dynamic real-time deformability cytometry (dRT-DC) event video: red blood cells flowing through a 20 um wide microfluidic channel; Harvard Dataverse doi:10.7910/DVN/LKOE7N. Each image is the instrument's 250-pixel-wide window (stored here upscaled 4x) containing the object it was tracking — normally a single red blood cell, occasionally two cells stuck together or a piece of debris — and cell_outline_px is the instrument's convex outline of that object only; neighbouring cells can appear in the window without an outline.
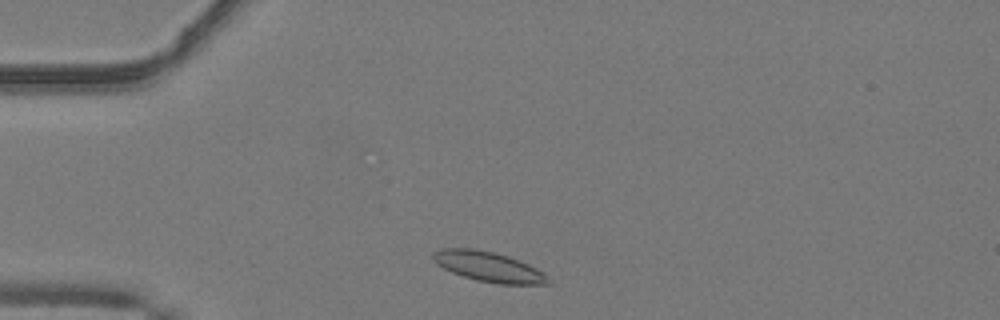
{"species": "common noctule bat (a hibernating species)", "species_latin": "Nyctalus noctula", "temperature_condition": "warm", "stored_images_in_passage": 40, "camera_frame_rate_fps": 3000, "um_per_image_px": 0.085, "animal": {"sex": "male", "body_mass_g": 19.2, "forearm_length_mm": 51.8}, "frame": {"image": 1, "passage_image": 2, "time_ms": 0.333, "image_size_px": [1000, 320], "cell_outline_px": [[552, 284], [500, 284], [476, 280], [452, 272], [436, 264], [432, 260], [432, 252], [440, 248], [472, 248], [492, 252], [508, 256], [520, 260], [544, 272], [552, 280]], "centroid_in_image_um": [41.54, 22.67], "position_along_channel_um": 43.5, "area_um2": 20.29}}
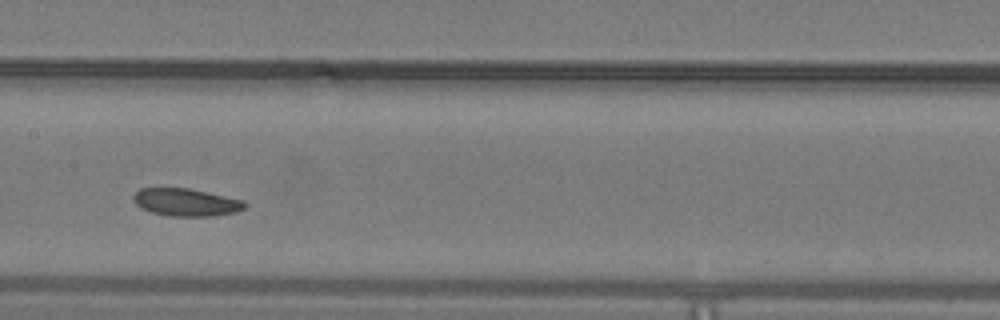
{"frame": {"image": 2, "passage_image": 15, "time_ms": 4.667, "image_size_px": [1000, 320], "cell_outline_px": [[248, 204], [244, 208], [236, 212], [212, 216], [172, 216], [152, 212], [140, 208], [132, 200], [132, 196], [140, 188], [188, 188], [244, 200]], "centroid_in_image_um": [15.81, 17.19], "position_along_channel_um": 191.6, "area_um2": 17.92}}
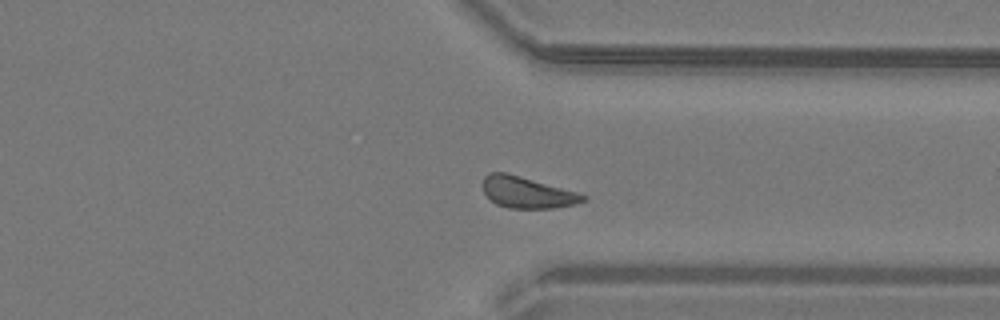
{"frame": {"image": 3, "passage_image": 28, "time_ms": 9.0, "image_size_px": [1000, 320], "cell_outline_px": [[588, 200], [576, 204], [552, 208], [508, 208], [496, 204], [484, 192], [484, 176], [488, 172], [508, 172], [576, 192], [588, 196]], "centroid_in_image_um": [44.82, 16.35], "position_along_channel_um": 366.6, "area_um2": 18.26}, "authors_computed_cell_mechanics": {"area_um2": 18.2937, "velocity_mm_per_s": 4.0479, "shape_relaxation_time_tau1_ms": 6.792, "shape_relaxation_time_tau2_ms": 3.6015, "deformation_change_tau1": 0.1009, "deformation_change_tau2": 0.094}}